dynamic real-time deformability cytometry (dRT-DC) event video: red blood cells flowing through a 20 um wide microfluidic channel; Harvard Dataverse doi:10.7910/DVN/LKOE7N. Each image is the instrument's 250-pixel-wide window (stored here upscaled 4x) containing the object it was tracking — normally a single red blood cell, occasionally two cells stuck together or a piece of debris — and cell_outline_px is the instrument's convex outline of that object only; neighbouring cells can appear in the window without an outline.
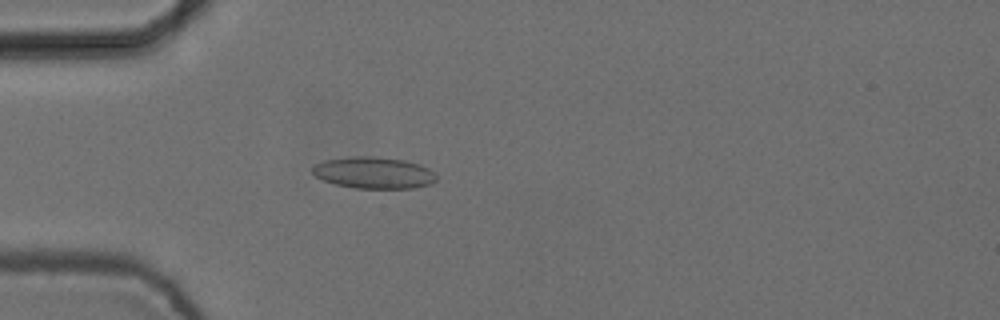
{"species": "common noctule bat (a hibernating species)", "species_latin": "Nyctalus noctula", "temperature_condition": "cold", "stored_images_in_passage": 4, "camera_frame_rate_fps": 3000, "um_per_image_px": 0.085, "animal": {"sex": "female", "body_mass_g": 24.6, "forearm_length_mm": 56.2}, "frame": {"image": 1, "passage_image": 4, "time_ms": 1.0, "image_size_px": [1000, 320], "cell_outline_px": [[436, 180], [432, 184], [412, 188], [356, 188], [336, 184], [324, 180], [316, 176], [312, 172], [312, 168], [316, 164], [324, 160], [348, 156], [372, 156], [404, 160], [420, 164], [428, 168], [436, 176]], "centroid_in_image_um": [31.77, 14.67], "position_along_channel_um": 53.2, "area_um2": 22.77}}